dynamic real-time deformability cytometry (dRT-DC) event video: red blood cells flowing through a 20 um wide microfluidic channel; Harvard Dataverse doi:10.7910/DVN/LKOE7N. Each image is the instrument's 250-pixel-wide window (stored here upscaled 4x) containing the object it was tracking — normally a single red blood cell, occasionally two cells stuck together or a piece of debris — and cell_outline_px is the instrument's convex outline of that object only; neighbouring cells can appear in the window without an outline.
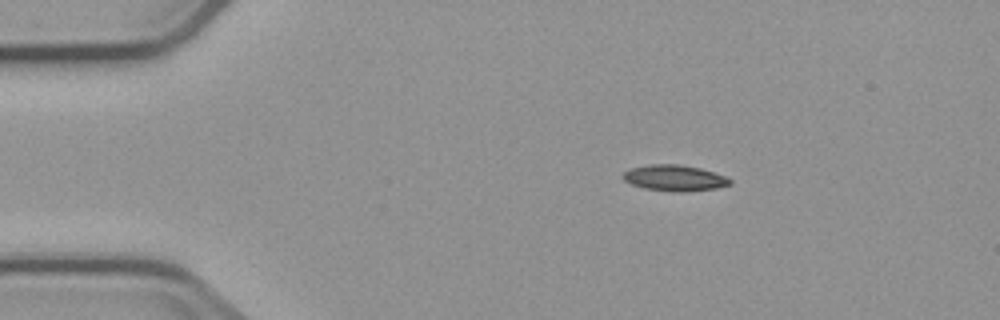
{"species": "common noctule bat (a hibernating species)", "species_latin": "Nyctalus noctula", "temperature_condition": "cold", "stored_images_in_passage": 3, "segment_of_instrument_passage": [1, 2], "camera_frame_rate_fps": 3000, "um_per_image_px": 0.085, "animal": {"sex": "male", "body_mass_g": 23.1, "forearm_length_mm": 52.7}, "frame": {"image": 1, "passage_image": 1, "time_ms": 0.0, "image_size_px": [1000, 320], "cell_outline_px": [[732, 184], [716, 188], [680, 192], [676, 192], [644, 188], [632, 184], [624, 180], [620, 176], [624, 172], [632, 168], [648, 164], [680, 164], [700, 168], [724, 176], [732, 180]], "centroid_in_image_um": [57.32, 15.12], "position_along_channel_um": 27.7, "area_um2": 16.13}}